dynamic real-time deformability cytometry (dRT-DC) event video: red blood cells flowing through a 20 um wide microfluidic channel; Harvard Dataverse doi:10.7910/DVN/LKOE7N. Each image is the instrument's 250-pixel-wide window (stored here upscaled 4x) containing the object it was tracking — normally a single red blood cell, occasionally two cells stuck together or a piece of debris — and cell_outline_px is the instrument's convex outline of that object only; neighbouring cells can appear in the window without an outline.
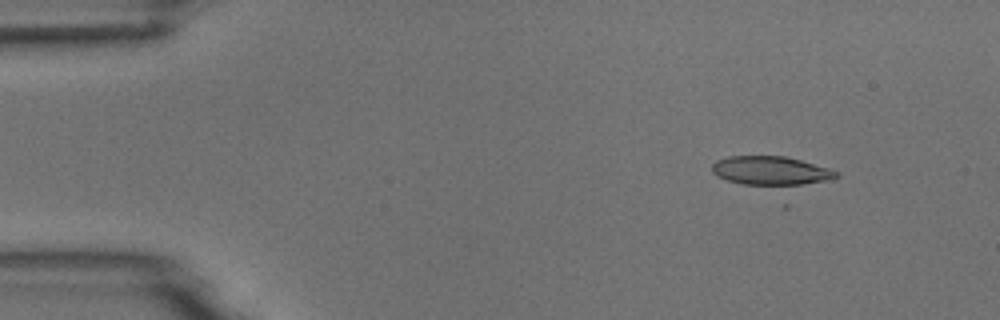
{"species": "common noctule bat (a hibernating species)", "species_latin": "Nyctalus noctula", "temperature_condition": "room temperature", "stored_images_in_passage": 7, "camera_frame_rate_fps": 3000, "um_per_image_px": 0.085, "animal": {"sex": "male", "body_mass_g": 18.8}, "frame": {"image": 1, "passage_image": 1, "time_ms": 0.0, "image_size_px": [1000, 320], "cell_outline_px": [[840, 176], [828, 180], [788, 188], [784, 188], [744, 184], [728, 180], [716, 176], [712, 172], [712, 164], [716, 160], [728, 156], [784, 156], [800, 160], [828, 168], [840, 172]], "centroid_in_image_um": [65.55, 14.55], "position_along_channel_um": 19.4, "area_um2": 21.62}}
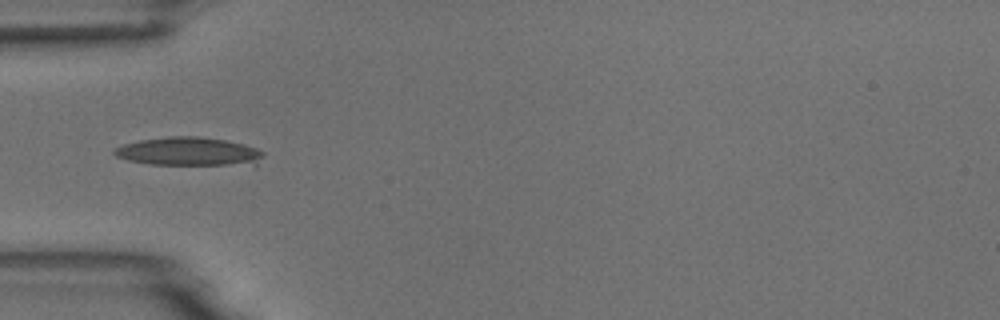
{"frame": {"image": 2, "passage_image": 4, "time_ms": 3.667, "image_size_px": [1000, 320], "cell_outline_px": [[264, 156], [256, 168], [148, 164], [128, 160], [116, 156], [112, 152], [116, 148], [124, 144], [140, 140], [168, 136], [196, 136], [224, 140], [244, 144], [256, 148], [264, 152]], "centroid_in_image_um": [16.22, 12.94], "position_along_channel_um": 68.8, "area_um2": 26.07}}